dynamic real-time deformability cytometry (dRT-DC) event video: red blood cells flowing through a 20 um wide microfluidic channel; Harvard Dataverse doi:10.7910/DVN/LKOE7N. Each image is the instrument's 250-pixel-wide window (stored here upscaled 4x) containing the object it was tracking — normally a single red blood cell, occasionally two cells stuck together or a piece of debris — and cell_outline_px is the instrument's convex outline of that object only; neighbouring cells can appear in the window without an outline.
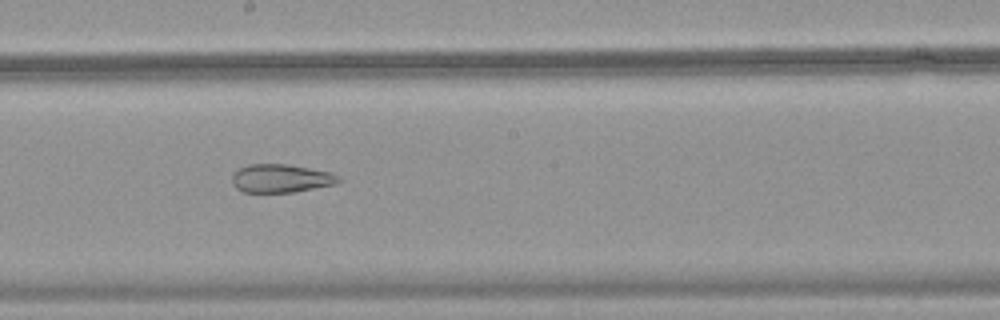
{"species": "common noctule bat (a hibernating species)", "species_latin": "Nyctalus noctula", "temperature_condition": "warm", "stored_images_in_passage": 39, "camera_frame_rate_fps": 3000, "um_per_image_px": 0.085, "animal": {"sex": "female", "body_mass_g": 18.4}, "frame": {"image": 1, "passage_image": 17, "time_ms": 5.333, "image_size_px": [1000, 320], "cell_outline_px": [[344, 180], [336, 184], [296, 192], [244, 192], [236, 188], [232, 184], [232, 176], [240, 168], [248, 164], [288, 164], [332, 172], [340, 176]], "centroid_in_image_um": [23.94, 15.16], "position_along_channel_um": 224.3, "area_um2": 17.8}}